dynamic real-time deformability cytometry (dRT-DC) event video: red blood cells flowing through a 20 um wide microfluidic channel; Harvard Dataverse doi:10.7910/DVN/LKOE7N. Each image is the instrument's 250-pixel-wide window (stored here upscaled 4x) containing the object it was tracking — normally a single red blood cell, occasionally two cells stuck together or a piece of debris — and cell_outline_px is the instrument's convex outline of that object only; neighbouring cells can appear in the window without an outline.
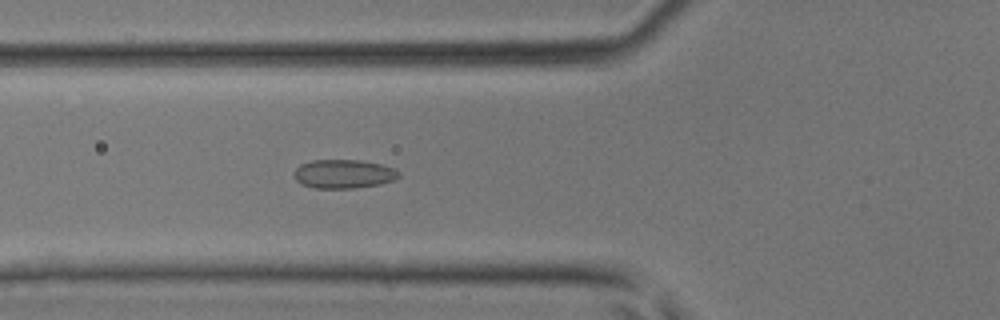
{"species": "common noctule bat (a hibernating species)", "species_latin": "Nyctalus noctula", "temperature_condition": "room temperature", "stored_images_in_passage": 32, "camera_frame_rate_fps": 3000, "um_per_image_px": 0.085, "animal": {"sex": "male", "body_mass_g": 17.9, "forearm_length_mm": 54.2}, "frame": {"image": 1, "passage_image": 4, "time_ms": 1.0, "image_size_px": [1000, 320], "cell_outline_px": [[400, 176], [392, 180], [380, 184], [356, 188], [316, 188], [300, 184], [296, 180], [296, 168], [300, 164], [312, 160], [360, 160], [380, 164], [396, 168], [400, 172]], "centroid_in_image_um": [29.23, 14.78], "position_along_channel_um": 96.6, "area_um2": 17.57}}
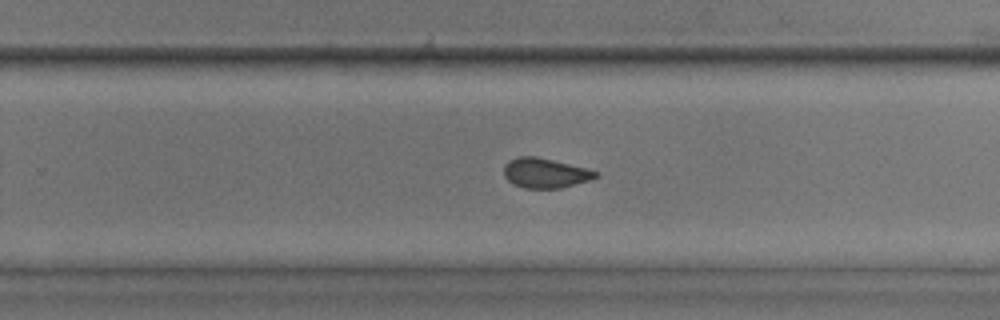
{"frame": {"image": 2, "passage_image": 16, "time_ms": 5.0, "image_size_px": [1000, 320], "cell_outline_px": [[600, 176], [588, 180], [560, 188], [524, 188], [512, 184], [504, 176], [504, 164], [508, 160], [520, 156], [536, 156], [600, 172]], "centroid_in_image_um": [46.3, 14.71], "position_along_channel_um": 283.5, "area_um2": 15.84}}
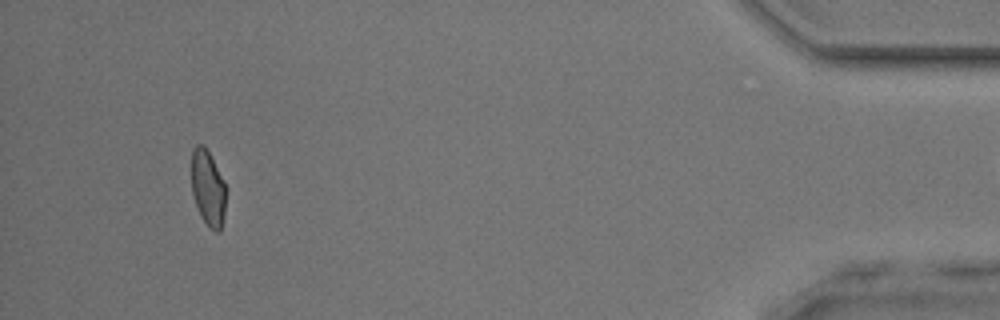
{"frame": {"image": 3, "passage_image": 29, "time_ms": 9.333, "image_size_px": [1000, 320], "cell_outline_px": [[224, 216], [220, 232], [216, 232], [208, 228], [200, 216], [192, 192], [192, 148], [196, 144], [204, 144], [224, 180]], "centroid_in_image_um": [17.66, 15.99], "position_along_channel_um": 417.5, "area_um2": 15.14}}